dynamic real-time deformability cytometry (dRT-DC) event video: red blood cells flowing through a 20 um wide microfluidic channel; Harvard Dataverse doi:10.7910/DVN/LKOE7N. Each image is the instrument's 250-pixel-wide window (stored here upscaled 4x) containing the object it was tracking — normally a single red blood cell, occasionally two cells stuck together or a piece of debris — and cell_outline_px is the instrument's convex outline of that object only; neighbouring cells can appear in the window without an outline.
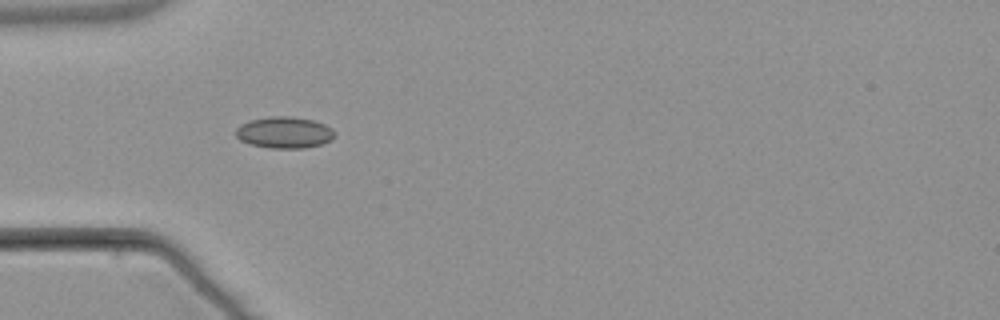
{"species": "common noctule bat (a hibernating species)", "species_latin": "Nyctalus noctula", "temperature_condition": "warm", "stored_images_in_passage": 4, "camera_frame_rate_fps": 3000, "um_per_image_px": 0.085, "animal": {"sex": "male", "body_mass_g": 21.5, "forearm_length_mm": 52.0}, "frame": {"image": 1, "passage_image": 1, "time_ms": 0.0, "image_size_px": [1000, 320], "cell_outline_px": [[336, 136], [332, 140], [320, 144], [304, 148], [268, 148], [248, 144], [240, 140], [236, 136], [236, 128], [240, 124], [252, 120], [268, 116], [288, 116], [312, 120], [324, 124], [332, 128], [336, 132]], "centroid_in_image_um": [24.17, 11.27], "position_along_channel_um": 60.8, "area_um2": 18.26}}
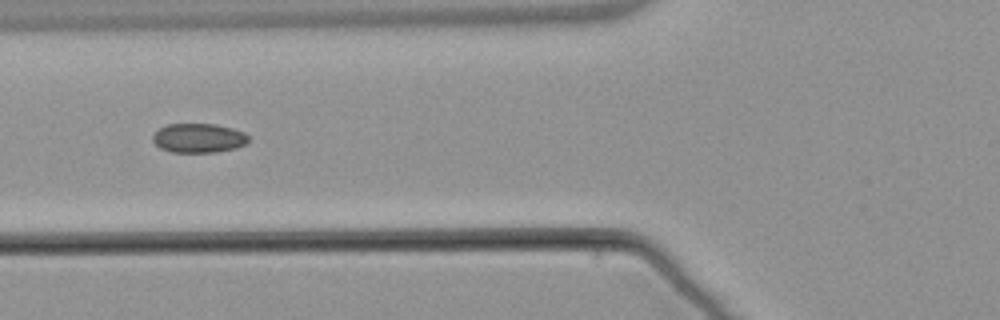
{"frame": {"image": 2, "passage_image": 2, "time_ms": 1.333, "image_size_px": [1000, 320], "cell_outline_px": [[248, 140], [244, 144], [236, 148], [216, 152], [172, 152], [160, 148], [152, 140], [152, 136], [160, 128], [168, 124], [216, 124], [232, 128], [244, 132], [248, 136]], "centroid_in_image_um": [16.88, 11.73], "position_along_channel_um": 108.9, "area_um2": 16.24}}